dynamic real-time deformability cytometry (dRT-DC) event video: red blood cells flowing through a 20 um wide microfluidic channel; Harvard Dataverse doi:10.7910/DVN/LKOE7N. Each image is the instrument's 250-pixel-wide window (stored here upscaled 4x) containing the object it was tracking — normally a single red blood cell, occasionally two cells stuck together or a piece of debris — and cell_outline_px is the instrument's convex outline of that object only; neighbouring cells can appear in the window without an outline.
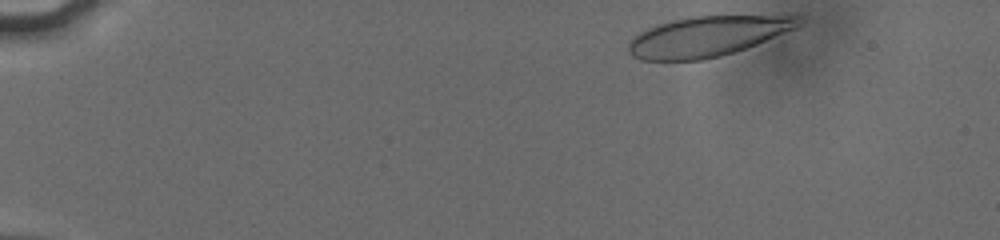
{"species": "human", "species_latin": "Homo sapiens", "temperature_condition": "cold", "stored_images_in_passage": 19, "camera_frame_rate_fps": 3000, "um_per_image_px": 0.085, "donor": {"sex": "male"}, "frame": {"image": 1, "passage_image": 1, "time_ms": 0.0, "image_size_px": [1000, 240], "cell_outline_px": [[800, 16], [796, 28], [756, 44], [720, 56], [704, 60], [640, 60], [632, 56], [628, 52], [628, 44], [632, 36], [648, 28], [672, 20], [688, 16]], "centroid_in_image_um": [60.03, 3.1], "position_along_channel_um": 25.0, "area_um2": 39.36}}
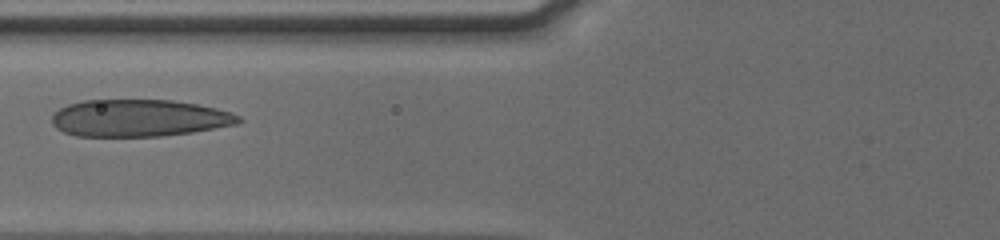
{"frame": {"image": 2, "passage_image": 14, "time_ms": 5.333, "image_size_px": [1000, 240], "cell_outline_px": [[244, 120], [236, 124], [192, 132], [160, 136], [76, 136], [64, 132], [56, 128], [52, 124], [52, 116], [60, 108], [68, 104], [84, 100], [172, 100], [196, 104], [216, 108], [232, 112], [240, 116]], "centroid_in_image_um": [11.82, 10.03], "position_along_channel_um": 114.0, "area_um2": 40.34}}
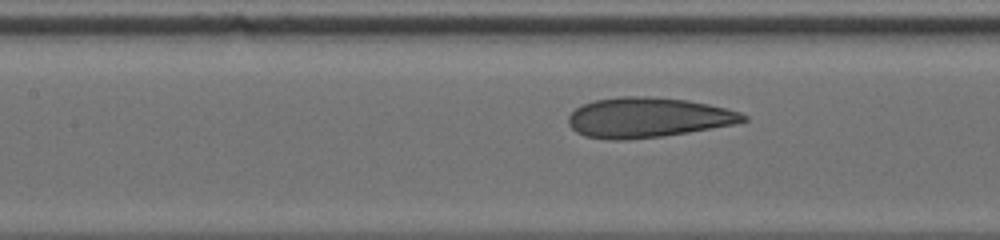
{"frame": {"image": 3, "passage_image": 17, "time_ms": 6.333, "image_size_px": [1000, 240], "cell_outline_px": [[748, 120], [736, 124], [664, 136], [628, 140], [612, 140], [584, 136], [576, 132], [568, 124], [568, 116], [576, 108], [584, 104], [596, 100], [620, 96], [648, 96], [688, 100], [708, 104], [740, 112], [748, 116]], "centroid_in_image_um": [55.07, 9.99], "position_along_channel_um": 152.3, "area_um2": 40.86}}